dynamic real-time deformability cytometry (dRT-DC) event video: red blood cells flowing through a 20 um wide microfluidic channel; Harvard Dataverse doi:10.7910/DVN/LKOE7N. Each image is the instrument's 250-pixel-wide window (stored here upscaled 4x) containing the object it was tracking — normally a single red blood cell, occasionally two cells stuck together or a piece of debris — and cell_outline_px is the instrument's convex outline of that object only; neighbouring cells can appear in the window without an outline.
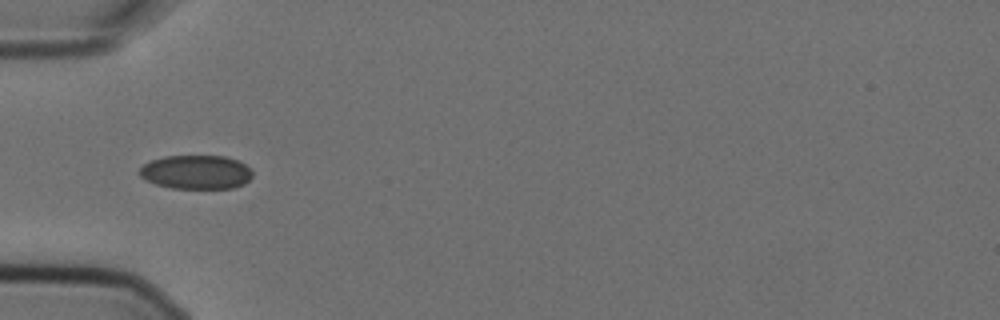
{"species": "Egyptian fruit bat (a non-hibernating species)", "species_latin": "Rousettus aegyptiacus", "temperature_condition": "cold", "stored_images_in_passage": 7, "camera_frame_rate_fps": 3000, "um_per_image_px": 0.085, "animal": {"sex": "female"}, "frame": {"image": 1, "passage_image": 5, "time_ms": 1.333, "image_size_px": [1000, 320], "cell_outline_px": [[252, 176], [244, 184], [232, 188], [172, 188], [156, 184], [144, 180], [140, 176], [140, 168], [144, 164], [152, 160], [164, 156], [224, 156], [236, 160], [244, 164], [252, 172]], "centroid_in_image_um": [16.65, 14.63], "position_along_channel_um": 68.4, "area_um2": 22.2}}
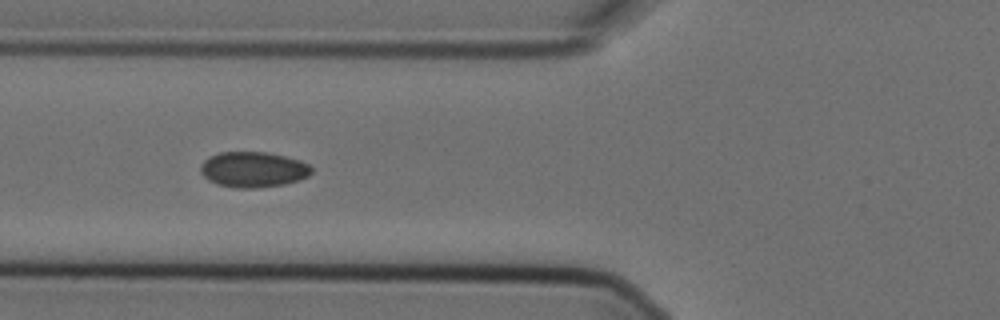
{"frame": {"image": 2, "passage_image": 6, "time_ms": 1.667, "image_size_px": [1000, 320], "cell_outline_px": [[312, 172], [308, 176], [300, 180], [284, 184], [260, 188], [236, 188], [216, 184], [208, 180], [200, 172], [200, 164], [208, 156], [220, 152], [264, 152], [284, 156], [300, 160], [308, 164], [312, 168]], "centroid_in_image_um": [21.5, 14.41], "position_along_channel_um": 104.3, "area_um2": 23.18}}
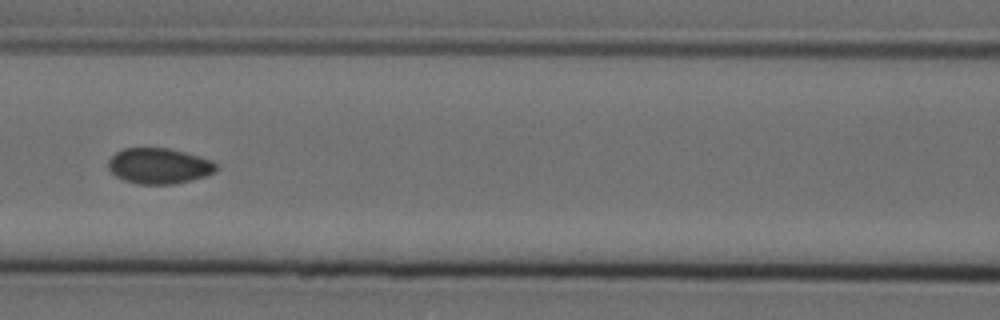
{"frame": {"image": 3, "passage_image": 7, "time_ms": 2.0, "image_size_px": [1000, 320], "cell_outline_px": [[220, 164], [212, 172], [204, 176], [192, 180], [172, 184], [140, 184], [124, 180], [116, 176], [108, 168], [108, 160], [116, 152], [124, 148], [168, 148], [184, 152], [212, 160]], "centroid_in_image_um": [13.51, 14.1], "position_along_channel_um": 153.1, "area_um2": 22.31}}